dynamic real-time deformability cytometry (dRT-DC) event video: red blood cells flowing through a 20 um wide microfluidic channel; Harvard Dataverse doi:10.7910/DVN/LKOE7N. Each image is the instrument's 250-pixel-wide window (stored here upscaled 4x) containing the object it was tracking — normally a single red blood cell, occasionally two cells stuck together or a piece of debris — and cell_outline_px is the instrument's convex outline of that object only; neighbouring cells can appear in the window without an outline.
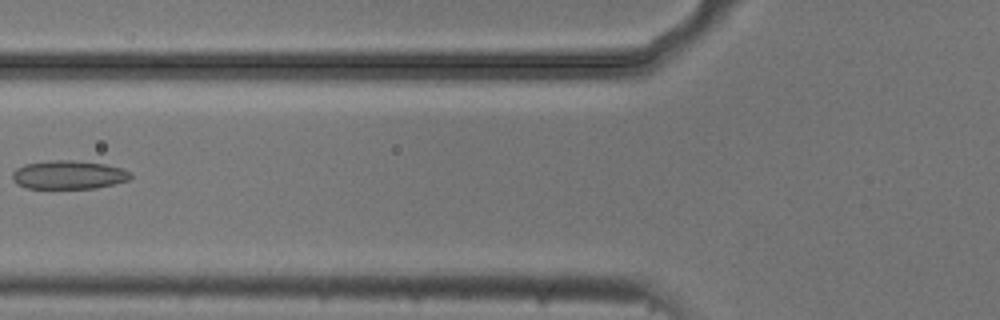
{"species": "common noctule bat (a hibernating species)", "species_latin": "Nyctalus noctula", "temperature_condition": "cold", "stored_images_in_passage": 7, "camera_frame_rate_fps": 3000, "um_per_image_px": 0.085, "animal": {"sex": "male", "body_mass_g": 20.5, "forearm_length_mm": 52.5}, "frame": {"image": 1, "passage_image": 6, "time_ms": 1.667, "image_size_px": [1000, 320], "cell_outline_px": [[132, 176], [128, 180], [96, 188], [24, 188], [16, 184], [12, 180], [12, 172], [16, 168], [24, 164], [52, 160], [68, 160], [104, 164], [124, 168], [132, 172]], "centroid_in_image_um": [5.81, 14.86], "position_along_channel_um": 120.0, "area_um2": 19.77}}
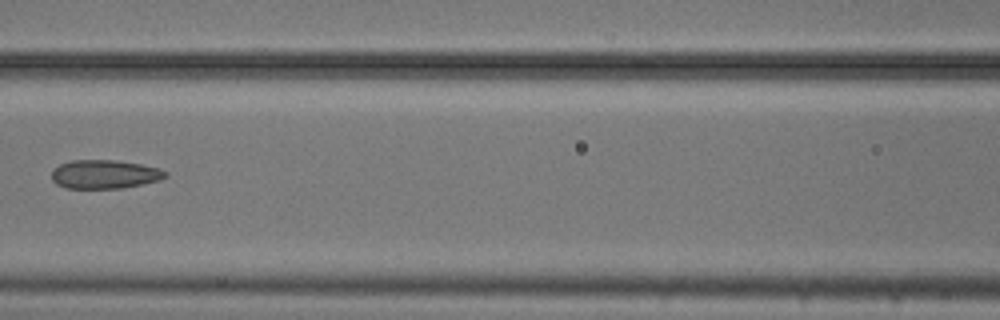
{"frame": {"image": 2, "passage_image": 7, "time_ms": 2.0, "image_size_px": [1000, 320], "cell_outline_px": [[168, 176], [160, 180], [120, 188], [64, 188], [56, 184], [52, 180], [52, 168], [60, 164], [72, 160], [112, 160], [140, 164], [160, 168], [168, 172]], "centroid_in_image_um": [8.88, 14.81], "position_along_channel_um": 157.7, "area_um2": 19.07}}